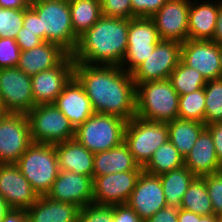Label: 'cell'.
Returning a JSON list of instances; mask_svg holds the SVG:
<instances>
[{
    "instance_id": "6da1fadb",
    "label": "cell",
    "mask_w": 222,
    "mask_h": 222,
    "mask_svg": "<svg viewBox=\"0 0 222 222\" xmlns=\"http://www.w3.org/2000/svg\"><path fill=\"white\" fill-rule=\"evenodd\" d=\"M74 77L95 113L117 116L127 122L136 116V85L132 74L122 67L75 62Z\"/></svg>"
},
{
    "instance_id": "7a4b0ae2",
    "label": "cell",
    "mask_w": 222,
    "mask_h": 222,
    "mask_svg": "<svg viewBox=\"0 0 222 222\" xmlns=\"http://www.w3.org/2000/svg\"><path fill=\"white\" fill-rule=\"evenodd\" d=\"M127 37L128 19L102 15L79 37L72 58L88 65L120 66L127 52Z\"/></svg>"
},
{
    "instance_id": "3957f363",
    "label": "cell",
    "mask_w": 222,
    "mask_h": 222,
    "mask_svg": "<svg viewBox=\"0 0 222 222\" xmlns=\"http://www.w3.org/2000/svg\"><path fill=\"white\" fill-rule=\"evenodd\" d=\"M29 7L39 16L40 38L59 45L68 54L77 46L68 0H35Z\"/></svg>"
},
{
    "instance_id": "277c9868",
    "label": "cell",
    "mask_w": 222,
    "mask_h": 222,
    "mask_svg": "<svg viewBox=\"0 0 222 222\" xmlns=\"http://www.w3.org/2000/svg\"><path fill=\"white\" fill-rule=\"evenodd\" d=\"M136 85V116L168 123L178 118L179 95L169 79Z\"/></svg>"
},
{
    "instance_id": "5b68a950",
    "label": "cell",
    "mask_w": 222,
    "mask_h": 222,
    "mask_svg": "<svg viewBox=\"0 0 222 222\" xmlns=\"http://www.w3.org/2000/svg\"><path fill=\"white\" fill-rule=\"evenodd\" d=\"M15 165L38 196L47 195L60 172L53 144L32 143Z\"/></svg>"
},
{
    "instance_id": "8992f818",
    "label": "cell",
    "mask_w": 222,
    "mask_h": 222,
    "mask_svg": "<svg viewBox=\"0 0 222 222\" xmlns=\"http://www.w3.org/2000/svg\"><path fill=\"white\" fill-rule=\"evenodd\" d=\"M127 121L113 115L94 113L75 129V139L93 154L124 142Z\"/></svg>"
},
{
    "instance_id": "52a82bcc",
    "label": "cell",
    "mask_w": 222,
    "mask_h": 222,
    "mask_svg": "<svg viewBox=\"0 0 222 222\" xmlns=\"http://www.w3.org/2000/svg\"><path fill=\"white\" fill-rule=\"evenodd\" d=\"M168 140L167 123L144 120L137 116L126 123L124 142L141 167H144L153 153Z\"/></svg>"
},
{
    "instance_id": "ba28073f",
    "label": "cell",
    "mask_w": 222,
    "mask_h": 222,
    "mask_svg": "<svg viewBox=\"0 0 222 222\" xmlns=\"http://www.w3.org/2000/svg\"><path fill=\"white\" fill-rule=\"evenodd\" d=\"M27 117L33 143L55 145L75 137V128L54 104L35 105Z\"/></svg>"
},
{
    "instance_id": "9c48e42d",
    "label": "cell",
    "mask_w": 222,
    "mask_h": 222,
    "mask_svg": "<svg viewBox=\"0 0 222 222\" xmlns=\"http://www.w3.org/2000/svg\"><path fill=\"white\" fill-rule=\"evenodd\" d=\"M158 31L150 17L128 19V46L120 65L132 73L151 53L160 41Z\"/></svg>"
},
{
    "instance_id": "30bf717a",
    "label": "cell",
    "mask_w": 222,
    "mask_h": 222,
    "mask_svg": "<svg viewBox=\"0 0 222 222\" xmlns=\"http://www.w3.org/2000/svg\"><path fill=\"white\" fill-rule=\"evenodd\" d=\"M0 99L5 113L27 114L35 106L31 76L17 67L1 68Z\"/></svg>"
},
{
    "instance_id": "8fae6325",
    "label": "cell",
    "mask_w": 222,
    "mask_h": 222,
    "mask_svg": "<svg viewBox=\"0 0 222 222\" xmlns=\"http://www.w3.org/2000/svg\"><path fill=\"white\" fill-rule=\"evenodd\" d=\"M32 143L27 114L1 116L0 164H15Z\"/></svg>"
},
{
    "instance_id": "7c38bea8",
    "label": "cell",
    "mask_w": 222,
    "mask_h": 222,
    "mask_svg": "<svg viewBox=\"0 0 222 222\" xmlns=\"http://www.w3.org/2000/svg\"><path fill=\"white\" fill-rule=\"evenodd\" d=\"M182 43L160 40L154 51L131 74L135 84L169 79L181 61Z\"/></svg>"
},
{
    "instance_id": "4fadbf2b",
    "label": "cell",
    "mask_w": 222,
    "mask_h": 222,
    "mask_svg": "<svg viewBox=\"0 0 222 222\" xmlns=\"http://www.w3.org/2000/svg\"><path fill=\"white\" fill-rule=\"evenodd\" d=\"M75 62L68 54L56 67L31 76L35 105L54 104L65 85L74 76Z\"/></svg>"
},
{
    "instance_id": "5bb4252c",
    "label": "cell",
    "mask_w": 222,
    "mask_h": 222,
    "mask_svg": "<svg viewBox=\"0 0 222 222\" xmlns=\"http://www.w3.org/2000/svg\"><path fill=\"white\" fill-rule=\"evenodd\" d=\"M191 0H168L150 18L161 40L183 43L188 39Z\"/></svg>"
},
{
    "instance_id": "9a60e30c",
    "label": "cell",
    "mask_w": 222,
    "mask_h": 222,
    "mask_svg": "<svg viewBox=\"0 0 222 222\" xmlns=\"http://www.w3.org/2000/svg\"><path fill=\"white\" fill-rule=\"evenodd\" d=\"M141 172H117L93 177V203L98 205L127 203Z\"/></svg>"
},
{
    "instance_id": "2e32d148",
    "label": "cell",
    "mask_w": 222,
    "mask_h": 222,
    "mask_svg": "<svg viewBox=\"0 0 222 222\" xmlns=\"http://www.w3.org/2000/svg\"><path fill=\"white\" fill-rule=\"evenodd\" d=\"M181 61L206 81L221 78L220 46L212 40L187 39L182 43Z\"/></svg>"
},
{
    "instance_id": "e0dca14e",
    "label": "cell",
    "mask_w": 222,
    "mask_h": 222,
    "mask_svg": "<svg viewBox=\"0 0 222 222\" xmlns=\"http://www.w3.org/2000/svg\"><path fill=\"white\" fill-rule=\"evenodd\" d=\"M127 204L143 221L164 208L167 203L160 177L142 171Z\"/></svg>"
},
{
    "instance_id": "ac0fdd59",
    "label": "cell",
    "mask_w": 222,
    "mask_h": 222,
    "mask_svg": "<svg viewBox=\"0 0 222 222\" xmlns=\"http://www.w3.org/2000/svg\"><path fill=\"white\" fill-rule=\"evenodd\" d=\"M0 196L11 209L23 210L39 197L15 164H0Z\"/></svg>"
},
{
    "instance_id": "d6986e66",
    "label": "cell",
    "mask_w": 222,
    "mask_h": 222,
    "mask_svg": "<svg viewBox=\"0 0 222 222\" xmlns=\"http://www.w3.org/2000/svg\"><path fill=\"white\" fill-rule=\"evenodd\" d=\"M46 196L83 208L93 203V178L71 171H60Z\"/></svg>"
},
{
    "instance_id": "ffe728a7",
    "label": "cell",
    "mask_w": 222,
    "mask_h": 222,
    "mask_svg": "<svg viewBox=\"0 0 222 222\" xmlns=\"http://www.w3.org/2000/svg\"><path fill=\"white\" fill-rule=\"evenodd\" d=\"M54 105L76 129L95 112L82 85L73 76L56 98Z\"/></svg>"
},
{
    "instance_id": "44dd1931",
    "label": "cell",
    "mask_w": 222,
    "mask_h": 222,
    "mask_svg": "<svg viewBox=\"0 0 222 222\" xmlns=\"http://www.w3.org/2000/svg\"><path fill=\"white\" fill-rule=\"evenodd\" d=\"M184 166L196 177H203L222 170L212 135L206 128L200 133L193 148L184 158Z\"/></svg>"
},
{
    "instance_id": "7402d4cb",
    "label": "cell",
    "mask_w": 222,
    "mask_h": 222,
    "mask_svg": "<svg viewBox=\"0 0 222 222\" xmlns=\"http://www.w3.org/2000/svg\"><path fill=\"white\" fill-rule=\"evenodd\" d=\"M67 55L59 45L44 41L28 51H21L17 68L33 76L56 67Z\"/></svg>"
},
{
    "instance_id": "603a6c76",
    "label": "cell",
    "mask_w": 222,
    "mask_h": 222,
    "mask_svg": "<svg viewBox=\"0 0 222 222\" xmlns=\"http://www.w3.org/2000/svg\"><path fill=\"white\" fill-rule=\"evenodd\" d=\"M188 17V39L212 40L218 18L219 1L191 0ZM215 2V3H214Z\"/></svg>"
},
{
    "instance_id": "cb8c5ba5",
    "label": "cell",
    "mask_w": 222,
    "mask_h": 222,
    "mask_svg": "<svg viewBox=\"0 0 222 222\" xmlns=\"http://www.w3.org/2000/svg\"><path fill=\"white\" fill-rule=\"evenodd\" d=\"M80 209L76 204L56 201L44 195L39 196L26 211L28 222H78Z\"/></svg>"
},
{
    "instance_id": "d4e9b609",
    "label": "cell",
    "mask_w": 222,
    "mask_h": 222,
    "mask_svg": "<svg viewBox=\"0 0 222 222\" xmlns=\"http://www.w3.org/2000/svg\"><path fill=\"white\" fill-rule=\"evenodd\" d=\"M60 171H71L93 178L94 154L75 138L55 144Z\"/></svg>"
},
{
    "instance_id": "484cf974",
    "label": "cell",
    "mask_w": 222,
    "mask_h": 222,
    "mask_svg": "<svg viewBox=\"0 0 222 222\" xmlns=\"http://www.w3.org/2000/svg\"><path fill=\"white\" fill-rule=\"evenodd\" d=\"M127 171H143V167L134 160L125 142L94 154L93 177Z\"/></svg>"
},
{
    "instance_id": "4316f807",
    "label": "cell",
    "mask_w": 222,
    "mask_h": 222,
    "mask_svg": "<svg viewBox=\"0 0 222 222\" xmlns=\"http://www.w3.org/2000/svg\"><path fill=\"white\" fill-rule=\"evenodd\" d=\"M167 126L169 141L184 158L193 148L200 133L206 128L204 123L179 118L168 122Z\"/></svg>"
},
{
    "instance_id": "83f0119b",
    "label": "cell",
    "mask_w": 222,
    "mask_h": 222,
    "mask_svg": "<svg viewBox=\"0 0 222 222\" xmlns=\"http://www.w3.org/2000/svg\"><path fill=\"white\" fill-rule=\"evenodd\" d=\"M158 176L166 203L180 208L183 196L196 176L185 166Z\"/></svg>"
},
{
    "instance_id": "f1b7e54d",
    "label": "cell",
    "mask_w": 222,
    "mask_h": 222,
    "mask_svg": "<svg viewBox=\"0 0 222 222\" xmlns=\"http://www.w3.org/2000/svg\"><path fill=\"white\" fill-rule=\"evenodd\" d=\"M74 34L79 38L102 16L100 0H68Z\"/></svg>"
},
{
    "instance_id": "f546056e",
    "label": "cell",
    "mask_w": 222,
    "mask_h": 222,
    "mask_svg": "<svg viewBox=\"0 0 222 222\" xmlns=\"http://www.w3.org/2000/svg\"><path fill=\"white\" fill-rule=\"evenodd\" d=\"M182 166H184V157L168 140L153 153L143 171L151 175H160Z\"/></svg>"
},
{
    "instance_id": "4dcf8cb0",
    "label": "cell",
    "mask_w": 222,
    "mask_h": 222,
    "mask_svg": "<svg viewBox=\"0 0 222 222\" xmlns=\"http://www.w3.org/2000/svg\"><path fill=\"white\" fill-rule=\"evenodd\" d=\"M180 208L199 215L214 214L212 202L203 177H195L190 183L183 196Z\"/></svg>"
},
{
    "instance_id": "1f68e13d",
    "label": "cell",
    "mask_w": 222,
    "mask_h": 222,
    "mask_svg": "<svg viewBox=\"0 0 222 222\" xmlns=\"http://www.w3.org/2000/svg\"><path fill=\"white\" fill-rule=\"evenodd\" d=\"M169 80L179 96L204 88L207 82L199 71L188 67L182 61L170 74Z\"/></svg>"
},
{
    "instance_id": "d6a6232c",
    "label": "cell",
    "mask_w": 222,
    "mask_h": 222,
    "mask_svg": "<svg viewBox=\"0 0 222 222\" xmlns=\"http://www.w3.org/2000/svg\"><path fill=\"white\" fill-rule=\"evenodd\" d=\"M205 114L204 124L222 122V78L208 80L204 86Z\"/></svg>"
},
{
    "instance_id": "836d02e7",
    "label": "cell",
    "mask_w": 222,
    "mask_h": 222,
    "mask_svg": "<svg viewBox=\"0 0 222 222\" xmlns=\"http://www.w3.org/2000/svg\"><path fill=\"white\" fill-rule=\"evenodd\" d=\"M205 94L204 88L179 96L178 118L204 123Z\"/></svg>"
},
{
    "instance_id": "e575fe53",
    "label": "cell",
    "mask_w": 222,
    "mask_h": 222,
    "mask_svg": "<svg viewBox=\"0 0 222 222\" xmlns=\"http://www.w3.org/2000/svg\"><path fill=\"white\" fill-rule=\"evenodd\" d=\"M24 8L9 9L0 7V37L16 39L23 27Z\"/></svg>"
},
{
    "instance_id": "d590c367",
    "label": "cell",
    "mask_w": 222,
    "mask_h": 222,
    "mask_svg": "<svg viewBox=\"0 0 222 222\" xmlns=\"http://www.w3.org/2000/svg\"><path fill=\"white\" fill-rule=\"evenodd\" d=\"M78 222H113V205L88 204L80 209Z\"/></svg>"
},
{
    "instance_id": "8d00e7d4",
    "label": "cell",
    "mask_w": 222,
    "mask_h": 222,
    "mask_svg": "<svg viewBox=\"0 0 222 222\" xmlns=\"http://www.w3.org/2000/svg\"><path fill=\"white\" fill-rule=\"evenodd\" d=\"M206 188L212 202L214 215L222 216V170L203 176Z\"/></svg>"
},
{
    "instance_id": "74e56055",
    "label": "cell",
    "mask_w": 222,
    "mask_h": 222,
    "mask_svg": "<svg viewBox=\"0 0 222 222\" xmlns=\"http://www.w3.org/2000/svg\"><path fill=\"white\" fill-rule=\"evenodd\" d=\"M21 49L13 38L0 37V69L17 67L19 64Z\"/></svg>"
},
{
    "instance_id": "f35d334b",
    "label": "cell",
    "mask_w": 222,
    "mask_h": 222,
    "mask_svg": "<svg viewBox=\"0 0 222 222\" xmlns=\"http://www.w3.org/2000/svg\"><path fill=\"white\" fill-rule=\"evenodd\" d=\"M100 5L103 16L132 19L131 0H100Z\"/></svg>"
},
{
    "instance_id": "ab89813d",
    "label": "cell",
    "mask_w": 222,
    "mask_h": 222,
    "mask_svg": "<svg viewBox=\"0 0 222 222\" xmlns=\"http://www.w3.org/2000/svg\"><path fill=\"white\" fill-rule=\"evenodd\" d=\"M168 0H131L132 18L151 17Z\"/></svg>"
},
{
    "instance_id": "60d3db41",
    "label": "cell",
    "mask_w": 222,
    "mask_h": 222,
    "mask_svg": "<svg viewBox=\"0 0 222 222\" xmlns=\"http://www.w3.org/2000/svg\"><path fill=\"white\" fill-rule=\"evenodd\" d=\"M113 222H144L127 204L113 205Z\"/></svg>"
},
{
    "instance_id": "b9f144b4",
    "label": "cell",
    "mask_w": 222,
    "mask_h": 222,
    "mask_svg": "<svg viewBox=\"0 0 222 222\" xmlns=\"http://www.w3.org/2000/svg\"><path fill=\"white\" fill-rule=\"evenodd\" d=\"M179 209L177 206L167 204L144 222H178Z\"/></svg>"
},
{
    "instance_id": "7bdbcfd3",
    "label": "cell",
    "mask_w": 222,
    "mask_h": 222,
    "mask_svg": "<svg viewBox=\"0 0 222 222\" xmlns=\"http://www.w3.org/2000/svg\"><path fill=\"white\" fill-rule=\"evenodd\" d=\"M16 42L19 45L21 51H28L34 47L39 46L44 41L38 37L36 33L22 32L21 28L17 34Z\"/></svg>"
},
{
    "instance_id": "ee69618b",
    "label": "cell",
    "mask_w": 222,
    "mask_h": 222,
    "mask_svg": "<svg viewBox=\"0 0 222 222\" xmlns=\"http://www.w3.org/2000/svg\"><path fill=\"white\" fill-rule=\"evenodd\" d=\"M22 32L36 33L40 37L39 16L29 7L24 8Z\"/></svg>"
},
{
    "instance_id": "f6af8a7d",
    "label": "cell",
    "mask_w": 222,
    "mask_h": 222,
    "mask_svg": "<svg viewBox=\"0 0 222 222\" xmlns=\"http://www.w3.org/2000/svg\"><path fill=\"white\" fill-rule=\"evenodd\" d=\"M206 129L210 132L213 138L216 149L217 158L222 165V122L207 125Z\"/></svg>"
},
{
    "instance_id": "bcb514c9",
    "label": "cell",
    "mask_w": 222,
    "mask_h": 222,
    "mask_svg": "<svg viewBox=\"0 0 222 222\" xmlns=\"http://www.w3.org/2000/svg\"><path fill=\"white\" fill-rule=\"evenodd\" d=\"M2 222H28V214L23 209H10Z\"/></svg>"
},
{
    "instance_id": "7dc6e473",
    "label": "cell",
    "mask_w": 222,
    "mask_h": 222,
    "mask_svg": "<svg viewBox=\"0 0 222 222\" xmlns=\"http://www.w3.org/2000/svg\"><path fill=\"white\" fill-rule=\"evenodd\" d=\"M212 41L217 45L222 46V0H219L218 18Z\"/></svg>"
},
{
    "instance_id": "c3c4849f",
    "label": "cell",
    "mask_w": 222,
    "mask_h": 222,
    "mask_svg": "<svg viewBox=\"0 0 222 222\" xmlns=\"http://www.w3.org/2000/svg\"><path fill=\"white\" fill-rule=\"evenodd\" d=\"M201 216L202 215L180 208L178 213V222H197Z\"/></svg>"
},
{
    "instance_id": "681fc988",
    "label": "cell",
    "mask_w": 222,
    "mask_h": 222,
    "mask_svg": "<svg viewBox=\"0 0 222 222\" xmlns=\"http://www.w3.org/2000/svg\"><path fill=\"white\" fill-rule=\"evenodd\" d=\"M29 3L26 0H0V7L9 9L26 8Z\"/></svg>"
},
{
    "instance_id": "f907efd6",
    "label": "cell",
    "mask_w": 222,
    "mask_h": 222,
    "mask_svg": "<svg viewBox=\"0 0 222 222\" xmlns=\"http://www.w3.org/2000/svg\"><path fill=\"white\" fill-rule=\"evenodd\" d=\"M11 208L7 202L0 196V222H2L4 216L9 212Z\"/></svg>"
},
{
    "instance_id": "816d5d0a",
    "label": "cell",
    "mask_w": 222,
    "mask_h": 222,
    "mask_svg": "<svg viewBox=\"0 0 222 222\" xmlns=\"http://www.w3.org/2000/svg\"><path fill=\"white\" fill-rule=\"evenodd\" d=\"M220 218L216 215H202L197 222H217Z\"/></svg>"
},
{
    "instance_id": "f5cc1de1",
    "label": "cell",
    "mask_w": 222,
    "mask_h": 222,
    "mask_svg": "<svg viewBox=\"0 0 222 222\" xmlns=\"http://www.w3.org/2000/svg\"><path fill=\"white\" fill-rule=\"evenodd\" d=\"M220 58H221V78H222V46H220Z\"/></svg>"
},
{
    "instance_id": "db71d44e",
    "label": "cell",
    "mask_w": 222,
    "mask_h": 222,
    "mask_svg": "<svg viewBox=\"0 0 222 222\" xmlns=\"http://www.w3.org/2000/svg\"><path fill=\"white\" fill-rule=\"evenodd\" d=\"M0 111H4L3 106H2L1 99H0Z\"/></svg>"
},
{
    "instance_id": "11a10c76",
    "label": "cell",
    "mask_w": 222,
    "mask_h": 222,
    "mask_svg": "<svg viewBox=\"0 0 222 222\" xmlns=\"http://www.w3.org/2000/svg\"><path fill=\"white\" fill-rule=\"evenodd\" d=\"M3 114H5V112H4V111H0V118H1V116H2Z\"/></svg>"
},
{
    "instance_id": "9f6ffc18",
    "label": "cell",
    "mask_w": 222,
    "mask_h": 222,
    "mask_svg": "<svg viewBox=\"0 0 222 222\" xmlns=\"http://www.w3.org/2000/svg\"><path fill=\"white\" fill-rule=\"evenodd\" d=\"M28 3L34 2L35 0H26Z\"/></svg>"
}]
</instances>
